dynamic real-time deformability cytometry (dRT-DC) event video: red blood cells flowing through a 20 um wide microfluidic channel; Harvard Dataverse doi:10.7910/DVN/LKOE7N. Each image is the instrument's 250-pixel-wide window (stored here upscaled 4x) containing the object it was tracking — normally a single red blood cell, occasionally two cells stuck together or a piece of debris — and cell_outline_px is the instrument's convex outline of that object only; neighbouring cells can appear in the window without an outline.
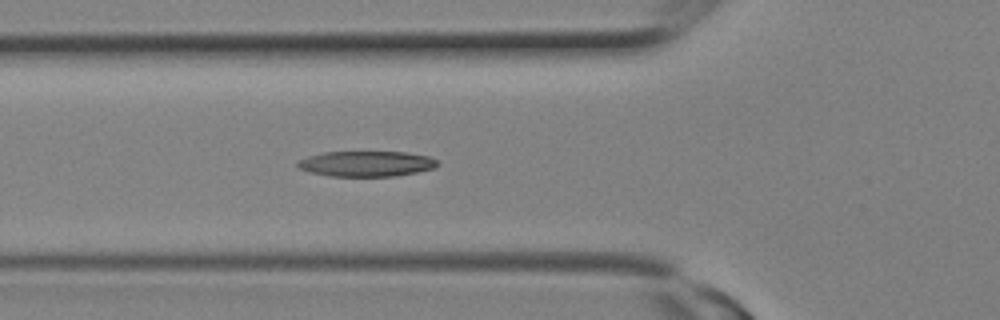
{"species": "Egyptian fruit bat (a non-hibernating species)", "species_latin": "Rousettus aegyptiacus", "temperature_condition": "room temperature", "stored_images_in_passage": 8, "camera_frame_rate_fps": 3000, "um_per_image_px": 0.085, "animal": {"sex": "female"}, "frame": {"image": 1, "passage_image": 8, "time_ms": 2.333, "image_size_px": [1000, 320], "cell_outline_px": [[436, 164], [432, 168], [416, 172], [396, 176], [328, 176], [308, 172], [300, 168], [296, 164], [300, 160], [308, 156], [324, 152], [408, 152], [428, 156], [436, 160]], "centroid_in_image_um": [31.1, 13.92], "position_along_channel_um": 94.7, "area_um2": 20.58}}